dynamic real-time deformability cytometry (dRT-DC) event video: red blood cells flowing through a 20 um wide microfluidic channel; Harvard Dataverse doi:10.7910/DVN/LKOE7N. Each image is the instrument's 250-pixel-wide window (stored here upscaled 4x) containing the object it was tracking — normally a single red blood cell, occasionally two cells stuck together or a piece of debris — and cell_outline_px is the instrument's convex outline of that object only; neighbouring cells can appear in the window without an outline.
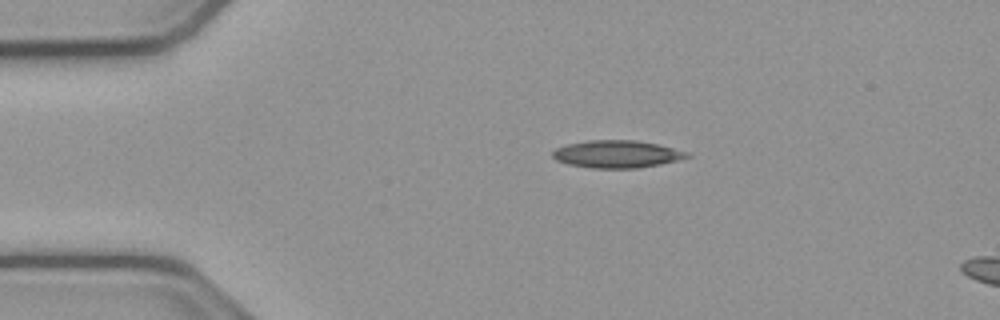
{"species": "common noctule bat (a hibernating species)", "species_latin": "Nyctalus noctula", "temperature_condition": "cold", "stored_images_in_passage": 14, "camera_frame_rate_fps": 3000, "um_per_image_px": 0.085, "animal": {"sex": "male", "body_mass_g": 23.1, "forearm_length_mm": 52.7}, "frame": {"image": 1, "passage_image": 10, "time_ms": 3.0, "image_size_px": [1000, 320], "cell_outline_px": [[692, 156], [660, 164], [636, 168], [592, 168], [568, 164], [556, 160], [552, 156], [552, 152], [556, 148], [564, 144], [588, 140], [636, 140], [656, 144], [688, 152]], "centroid_in_image_um": [52.39, 13.09], "position_along_channel_um": 32.6, "area_um2": 21.44}}